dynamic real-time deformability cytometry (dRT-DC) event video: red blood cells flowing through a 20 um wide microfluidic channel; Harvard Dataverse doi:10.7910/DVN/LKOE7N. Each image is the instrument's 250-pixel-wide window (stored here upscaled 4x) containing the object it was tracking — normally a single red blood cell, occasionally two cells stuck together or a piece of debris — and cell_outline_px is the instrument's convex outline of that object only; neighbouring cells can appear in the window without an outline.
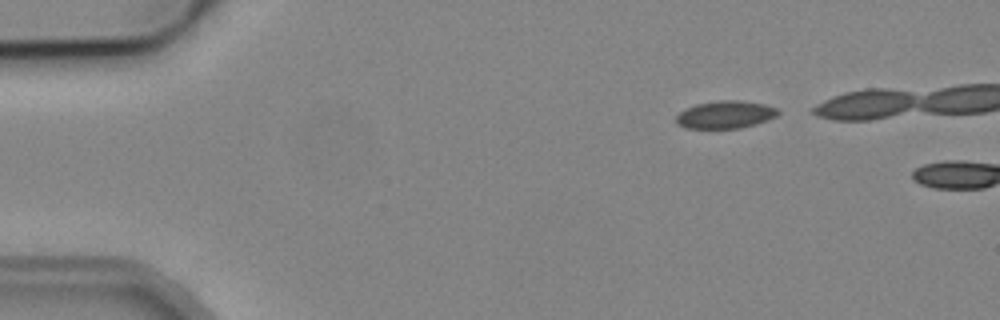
{"species": "common noctule bat (a hibernating species)", "species_latin": "Nyctalus noctula", "temperature_condition": "cold", "stored_images_in_passage": 2, "camera_frame_rate_fps": 3000, "um_per_image_px": 0.085, "animal": {"sex": "male", "body_mass_g": 19.2, "forearm_length_mm": 51.8}, "frame": {"image": 1, "passage_image": 1, "time_ms": 0.0, "image_size_px": [1000, 320], "cell_outline_px": [[780, 112], [776, 116], [768, 120], [756, 124], [740, 128], [684, 128], [676, 124], [676, 116], [680, 112], [696, 104], [720, 100], [740, 100], [764, 104], [776, 108]], "centroid_in_image_um": [61.66, 9.75], "position_along_channel_um": 23.3, "area_um2": 16.36}}